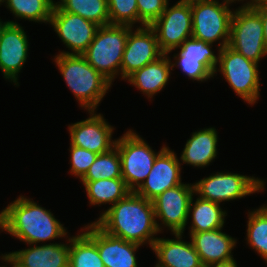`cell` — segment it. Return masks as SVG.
Segmentation results:
<instances>
[{"label":"cell","instance_id":"ac0fdd59","mask_svg":"<svg viewBox=\"0 0 267 267\" xmlns=\"http://www.w3.org/2000/svg\"><path fill=\"white\" fill-rule=\"evenodd\" d=\"M67 238L66 244H31L27 249L10 252L5 256L17 267H69L70 238Z\"/></svg>","mask_w":267,"mask_h":267},{"label":"cell","instance_id":"603a6c76","mask_svg":"<svg viewBox=\"0 0 267 267\" xmlns=\"http://www.w3.org/2000/svg\"><path fill=\"white\" fill-rule=\"evenodd\" d=\"M193 197L190 200L188 211V215H191L190 217L192 218L189 233H199L223 228L227 213L225 210L223 211L220 204L202 199L199 196L193 203Z\"/></svg>","mask_w":267,"mask_h":267},{"label":"cell","instance_id":"8d00e7d4","mask_svg":"<svg viewBox=\"0 0 267 267\" xmlns=\"http://www.w3.org/2000/svg\"><path fill=\"white\" fill-rule=\"evenodd\" d=\"M207 267H237V263L235 259H232L226 262L211 264Z\"/></svg>","mask_w":267,"mask_h":267},{"label":"cell","instance_id":"f546056e","mask_svg":"<svg viewBox=\"0 0 267 267\" xmlns=\"http://www.w3.org/2000/svg\"><path fill=\"white\" fill-rule=\"evenodd\" d=\"M212 46L211 43L191 37L178 47L180 51L177 54L185 60L202 62L215 75L219 56L214 54Z\"/></svg>","mask_w":267,"mask_h":267},{"label":"cell","instance_id":"30bf717a","mask_svg":"<svg viewBox=\"0 0 267 267\" xmlns=\"http://www.w3.org/2000/svg\"><path fill=\"white\" fill-rule=\"evenodd\" d=\"M192 24L190 4L178 1L172 7L167 3L165 11L150 27L156 34L160 50L169 54L192 37Z\"/></svg>","mask_w":267,"mask_h":267},{"label":"cell","instance_id":"7a4b0ae2","mask_svg":"<svg viewBox=\"0 0 267 267\" xmlns=\"http://www.w3.org/2000/svg\"><path fill=\"white\" fill-rule=\"evenodd\" d=\"M3 224L4 231L28 245L68 237L64 225L50 210L24 196L3 209Z\"/></svg>","mask_w":267,"mask_h":267},{"label":"cell","instance_id":"d6986e66","mask_svg":"<svg viewBox=\"0 0 267 267\" xmlns=\"http://www.w3.org/2000/svg\"><path fill=\"white\" fill-rule=\"evenodd\" d=\"M174 239L158 238L152 245L157 257L155 267H204L192 242L182 240V233H173Z\"/></svg>","mask_w":267,"mask_h":267},{"label":"cell","instance_id":"9c48e42d","mask_svg":"<svg viewBox=\"0 0 267 267\" xmlns=\"http://www.w3.org/2000/svg\"><path fill=\"white\" fill-rule=\"evenodd\" d=\"M194 184V194L220 204L264 190V180L237 173H213Z\"/></svg>","mask_w":267,"mask_h":267},{"label":"cell","instance_id":"f35d334b","mask_svg":"<svg viewBox=\"0 0 267 267\" xmlns=\"http://www.w3.org/2000/svg\"><path fill=\"white\" fill-rule=\"evenodd\" d=\"M203 1H207V0H179V2L186 3V4H193L197 2H203Z\"/></svg>","mask_w":267,"mask_h":267},{"label":"cell","instance_id":"7bdbcfd3","mask_svg":"<svg viewBox=\"0 0 267 267\" xmlns=\"http://www.w3.org/2000/svg\"><path fill=\"white\" fill-rule=\"evenodd\" d=\"M5 2V0H0V5L2 4V3H4Z\"/></svg>","mask_w":267,"mask_h":267},{"label":"cell","instance_id":"ab89813d","mask_svg":"<svg viewBox=\"0 0 267 267\" xmlns=\"http://www.w3.org/2000/svg\"><path fill=\"white\" fill-rule=\"evenodd\" d=\"M0 229L3 231L4 224H3V210L0 212Z\"/></svg>","mask_w":267,"mask_h":267},{"label":"cell","instance_id":"484cf974","mask_svg":"<svg viewBox=\"0 0 267 267\" xmlns=\"http://www.w3.org/2000/svg\"><path fill=\"white\" fill-rule=\"evenodd\" d=\"M69 267H105L97 245L83 231L70 237Z\"/></svg>","mask_w":267,"mask_h":267},{"label":"cell","instance_id":"3957f363","mask_svg":"<svg viewBox=\"0 0 267 267\" xmlns=\"http://www.w3.org/2000/svg\"><path fill=\"white\" fill-rule=\"evenodd\" d=\"M54 62L80 107L87 111L96 110L111 88V83L83 55L59 53L54 57Z\"/></svg>","mask_w":267,"mask_h":267},{"label":"cell","instance_id":"4316f807","mask_svg":"<svg viewBox=\"0 0 267 267\" xmlns=\"http://www.w3.org/2000/svg\"><path fill=\"white\" fill-rule=\"evenodd\" d=\"M15 17L33 22L49 23L55 5L53 0H5Z\"/></svg>","mask_w":267,"mask_h":267},{"label":"cell","instance_id":"44dd1931","mask_svg":"<svg viewBox=\"0 0 267 267\" xmlns=\"http://www.w3.org/2000/svg\"><path fill=\"white\" fill-rule=\"evenodd\" d=\"M173 70L171 59L168 54H163L153 62L135 71L126 80L138 88L148 98L159 93L165 88Z\"/></svg>","mask_w":267,"mask_h":267},{"label":"cell","instance_id":"60d3db41","mask_svg":"<svg viewBox=\"0 0 267 267\" xmlns=\"http://www.w3.org/2000/svg\"><path fill=\"white\" fill-rule=\"evenodd\" d=\"M7 23H9V20L5 21V22H2L1 19H0V35L2 33L3 28L6 26Z\"/></svg>","mask_w":267,"mask_h":267},{"label":"cell","instance_id":"b9f144b4","mask_svg":"<svg viewBox=\"0 0 267 267\" xmlns=\"http://www.w3.org/2000/svg\"><path fill=\"white\" fill-rule=\"evenodd\" d=\"M229 1H232V2H234V3H235V1H237V0H229ZM238 1H244V0H238Z\"/></svg>","mask_w":267,"mask_h":267},{"label":"cell","instance_id":"e0dca14e","mask_svg":"<svg viewBox=\"0 0 267 267\" xmlns=\"http://www.w3.org/2000/svg\"><path fill=\"white\" fill-rule=\"evenodd\" d=\"M83 228L81 230L97 245L105 267H138L135 252L141 245L109 235L95 222Z\"/></svg>","mask_w":267,"mask_h":267},{"label":"cell","instance_id":"83f0119b","mask_svg":"<svg viewBox=\"0 0 267 267\" xmlns=\"http://www.w3.org/2000/svg\"><path fill=\"white\" fill-rule=\"evenodd\" d=\"M248 213L247 244L267 263V205Z\"/></svg>","mask_w":267,"mask_h":267},{"label":"cell","instance_id":"1f68e13d","mask_svg":"<svg viewBox=\"0 0 267 267\" xmlns=\"http://www.w3.org/2000/svg\"><path fill=\"white\" fill-rule=\"evenodd\" d=\"M70 172L80 180L85 176L89 167L97 158L98 154L78 146L70 144Z\"/></svg>","mask_w":267,"mask_h":267},{"label":"cell","instance_id":"7c38bea8","mask_svg":"<svg viewBox=\"0 0 267 267\" xmlns=\"http://www.w3.org/2000/svg\"><path fill=\"white\" fill-rule=\"evenodd\" d=\"M49 24L66 45V48L72 51H63L60 54L82 55L94 40L96 31L100 27L79 15L64 12L56 4L54 5Z\"/></svg>","mask_w":267,"mask_h":267},{"label":"cell","instance_id":"8fae6325","mask_svg":"<svg viewBox=\"0 0 267 267\" xmlns=\"http://www.w3.org/2000/svg\"><path fill=\"white\" fill-rule=\"evenodd\" d=\"M194 195V184H180L174 188L165 190L152 200L158 231L161 233L162 226L173 233H184L189 218V204ZM162 225V226H161Z\"/></svg>","mask_w":267,"mask_h":267},{"label":"cell","instance_id":"836d02e7","mask_svg":"<svg viewBox=\"0 0 267 267\" xmlns=\"http://www.w3.org/2000/svg\"><path fill=\"white\" fill-rule=\"evenodd\" d=\"M173 57L175 58V63L171 62L172 67H180L184 74L192 80L203 82L207 81L211 77L213 78L214 76V74L202 62L185 60L178 54Z\"/></svg>","mask_w":267,"mask_h":267},{"label":"cell","instance_id":"4dcf8cb0","mask_svg":"<svg viewBox=\"0 0 267 267\" xmlns=\"http://www.w3.org/2000/svg\"><path fill=\"white\" fill-rule=\"evenodd\" d=\"M109 24L130 25L138 23L137 0H107Z\"/></svg>","mask_w":267,"mask_h":267},{"label":"cell","instance_id":"f1b7e54d","mask_svg":"<svg viewBox=\"0 0 267 267\" xmlns=\"http://www.w3.org/2000/svg\"><path fill=\"white\" fill-rule=\"evenodd\" d=\"M105 178H122L121 159L116 146L108 152L98 154L81 181H96Z\"/></svg>","mask_w":267,"mask_h":267},{"label":"cell","instance_id":"d6a6232c","mask_svg":"<svg viewBox=\"0 0 267 267\" xmlns=\"http://www.w3.org/2000/svg\"><path fill=\"white\" fill-rule=\"evenodd\" d=\"M169 0H137L138 23L150 26L165 11Z\"/></svg>","mask_w":267,"mask_h":267},{"label":"cell","instance_id":"5b68a950","mask_svg":"<svg viewBox=\"0 0 267 267\" xmlns=\"http://www.w3.org/2000/svg\"><path fill=\"white\" fill-rule=\"evenodd\" d=\"M121 159V174L126 186L135 192L145 181L156 157L166 148L155 152L149 144L133 130H128L118 138L115 145Z\"/></svg>","mask_w":267,"mask_h":267},{"label":"cell","instance_id":"74e56055","mask_svg":"<svg viewBox=\"0 0 267 267\" xmlns=\"http://www.w3.org/2000/svg\"><path fill=\"white\" fill-rule=\"evenodd\" d=\"M2 256V257H1ZM0 258L6 262L7 264H10L9 266L11 267H17L15 264H13L5 255H1ZM0 267H7V265H4V266H0Z\"/></svg>","mask_w":267,"mask_h":267},{"label":"cell","instance_id":"5bb4252c","mask_svg":"<svg viewBox=\"0 0 267 267\" xmlns=\"http://www.w3.org/2000/svg\"><path fill=\"white\" fill-rule=\"evenodd\" d=\"M95 110H90V117L86 120L69 125L70 144L97 154L105 153L115 147L112 140L114 128Z\"/></svg>","mask_w":267,"mask_h":267},{"label":"cell","instance_id":"52a82bcc","mask_svg":"<svg viewBox=\"0 0 267 267\" xmlns=\"http://www.w3.org/2000/svg\"><path fill=\"white\" fill-rule=\"evenodd\" d=\"M228 46L255 63L267 55L262 19L255 9L242 5L233 12Z\"/></svg>","mask_w":267,"mask_h":267},{"label":"cell","instance_id":"277c9868","mask_svg":"<svg viewBox=\"0 0 267 267\" xmlns=\"http://www.w3.org/2000/svg\"><path fill=\"white\" fill-rule=\"evenodd\" d=\"M130 25L108 24L100 26L94 40L82 54L87 62L111 84L121 75V63Z\"/></svg>","mask_w":267,"mask_h":267},{"label":"cell","instance_id":"9a60e30c","mask_svg":"<svg viewBox=\"0 0 267 267\" xmlns=\"http://www.w3.org/2000/svg\"><path fill=\"white\" fill-rule=\"evenodd\" d=\"M28 39L23 27L9 21L0 35V70L4 78L18 84V74L28 57Z\"/></svg>","mask_w":267,"mask_h":267},{"label":"cell","instance_id":"2e32d148","mask_svg":"<svg viewBox=\"0 0 267 267\" xmlns=\"http://www.w3.org/2000/svg\"><path fill=\"white\" fill-rule=\"evenodd\" d=\"M181 165L177 155L167 146L156 157L150 173L135 193L152 201L165 190L182 184Z\"/></svg>","mask_w":267,"mask_h":267},{"label":"cell","instance_id":"ffe728a7","mask_svg":"<svg viewBox=\"0 0 267 267\" xmlns=\"http://www.w3.org/2000/svg\"><path fill=\"white\" fill-rule=\"evenodd\" d=\"M190 239L204 267L234 259L231 252L237 240L222 232V228L191 233Z\"/></svg>","mask_w":267,"mask_h":267},{"label":"cell","instance_id":"6da1fadb","mask_svg":"<svg viewBox=\"0 0 267 267\" xmlns=\"http://www.w3.org/2000/svg\"><path fill=\"white\" fill-rule=\"evenodd\" d=\"M152 201L130 192L102 212L95 223L109 235L139 245L156 241L158 231Z\"/></svg>","mask_w":267,"mask_h":267},{"label":"cell","instance_id":"d4e9b609","mask_svg":"<svg viewBox=\"0 0 267 267\" xmlns=\"http://www.w3.org/2000/svg\"><path fill=\"white\" fill-rule=\"evenodd\" d=\"M55 4L64 12L79 15L99 26L109 24L107 0H60Z\"/></svg>","mask_w":267,"mask_h":267},{"label":"cell","instance_id":"cb8c5ba5","mask_svg":"<svg viewBox=\"0 0 267 267\" xmlns=\"http://www.w3.org/2000/svg\"><path fill=\"white\" fill-rule=\"evenodd\" d=\"M81 182L85 186L89 203L94 206L107 203L114 205L131 192L123 178H105L96 181Z\"/></svg>","mask_w":267,"mask_h":267},{"label":"cell","instance_id":"ba28073f","mask_svg":"<svg viewBox=\"0 0 267 267\" xmlns=\"http://www.w3.org/2000/svg\"><path fill=\"white\" fill-rule=\"evenodd\" d=\"M219 71L234 92L244 102L254 105L259 98L260 80L258 63H255L230 48L228 45L218 49Z\"/></svg>","mask_w":267,"mask_h":267},{"label":"cell","instance_id":"e575fe53","mask_svg":"<svg viewBox=\"0 0 267 267\" xmlns=\"http://www.w3.org/2000/svg\"><path fill=\"white\" fill-rule=\"evenodd\" d=\"M255 10L259 13L262 23H263V31H264V41L267 47V5L257 7Z\"/></svg>","mask_w":267,"mask_h":267},{"label":"cell","instance_id":"8992f818","mask_svg":"<svg viewBox=\"0 0 267 267\" xmlns=\"http://www.w3.org/2000/svg\"><path fill=\"white\" fill-rule=\"evenodd\" d=\"M229 0H207L190 4L192 11V37L213 44L219 49L227 46L230 39V24L234 10L229 9ZM222 40V42H221Z\"/></svg>","mask_w":267,"mask_h":267},{"label":"cell","instance_id":"7402d4cb","mask_svg":"<svg viewBox=\"0 0 267 267\" xmlns=\"http://www.w3.org/2000/svg\"><path fill=\"white\" fill-rule=\"evenodd\" d=\"M218 133L215 128H204L192 133L180 156L181 162L194 167L208 166L217 156Z\"/></svg>","mask_w":267,"mask_h":267},{"label":"cell","instance_id":"d590c367","mask_svg":"<svg viewBox=\"0 0 267 267\" xmlns=\"http://www.w3.org/2000/svg\"><path fill=\"white\" fill-rule=\"evenodd\" d=\"M267 5V0H250L247 3H244L243 6H246L248 8H257V7H261Z\"/></svg>","mask_w":267,"mask_h":267},{"label":"cell","instance_id":"4fadbf2b","mask_svg":"<svg viewBox=\"0 0 267 267\" xmlns=\"http://www.w3.org/2000/svg\"><path fill=\"white\" fill-rule=\"evenodd\" d=\"M163 54L156 34L150 26H139L136 30L131 29L123 53L121 78L127 79L135 71L155 61Z\"/></svg>","mask_w":267,"mask_h":267}]
</instances>
